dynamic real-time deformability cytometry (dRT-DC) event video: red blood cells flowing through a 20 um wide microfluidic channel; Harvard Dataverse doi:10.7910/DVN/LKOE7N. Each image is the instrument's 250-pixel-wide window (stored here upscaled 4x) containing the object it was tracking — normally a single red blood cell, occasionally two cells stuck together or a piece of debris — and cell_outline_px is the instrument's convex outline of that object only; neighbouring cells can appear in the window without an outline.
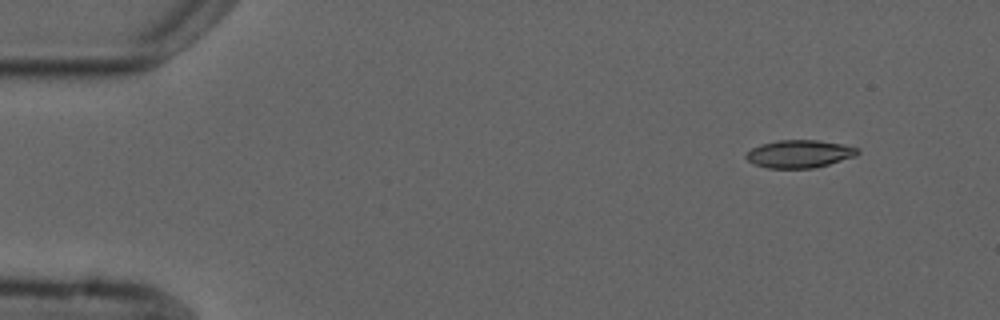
{"species": "common noctule bat (a hibernating species)", "species_latin": "Nyctalus noctula", "temperature_condition": "cold", "stored_images_in_passage": 4, "camera_frame_rate_fps": 3000, "um_per_image_px": 0.085, "animal": {"sex": "male", "forearm_length_mm": 52.5}, "frame": {"image": 1, "passage_image": 1, "time_ms": 0.0, "image_size_px": [1000, 320], "cell_outline_px": [[860, 152], [856, 156], [816, 168], [768, 168], [756, 164], [748, 160], [744, 156], [752, 148], [760, 144], [776, 140], [816, 140], [844, 144], [860, 148]], "centroid_in_image_um": [67.99, 13.07], "position_along_channel_um": 17.0, "area_um2": 18.15}}
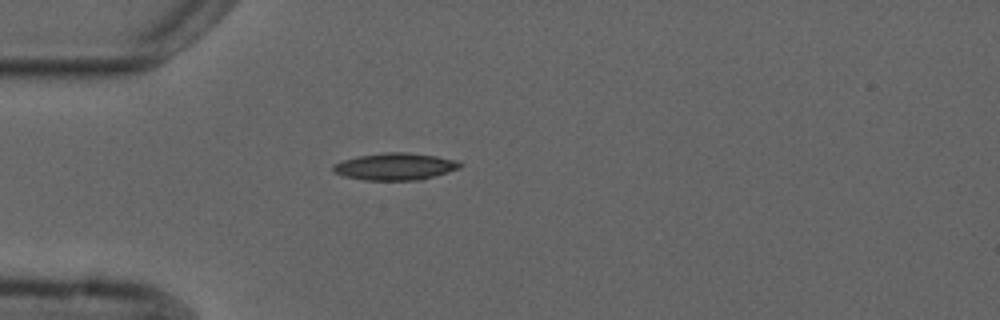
{"frame": {"image": 2, "passage_image": 4, "time_ms": 3.333, "image_size_px": [1000, 320], "cell_outline_px": [[464, 164], [460, 168], [420, 180], [364, 180], [344, 176], [336, 172], [332, 168], [332, 164], [344, 160], [360, 156], [384, 152], [408, 152], [436, 156], [456, 160]], "centroid_in_image_um": [33.6, 14.15], "position_along_channel_um": 51.4, "area_um2": 19.88}}